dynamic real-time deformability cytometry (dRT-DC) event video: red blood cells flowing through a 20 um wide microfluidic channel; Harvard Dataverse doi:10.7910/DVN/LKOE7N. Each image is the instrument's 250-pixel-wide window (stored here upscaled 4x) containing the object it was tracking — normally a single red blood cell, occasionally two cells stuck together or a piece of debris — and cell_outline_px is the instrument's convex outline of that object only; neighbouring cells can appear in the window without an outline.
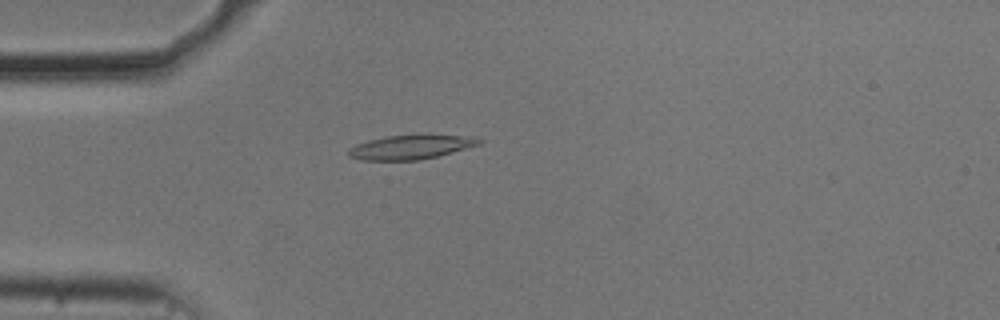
{"species": "common noctule bat (a hibernating species)", "species_latin": "Nyctalus noctula", "temperature_condition": "cold", "stored_images_in_passage": 42, "camera_frame_rate_fps": 3000, "um_per_image_px": 0.085, "animal": {"sex": "male", "body_mass_g": 20.5, "forearm_length_mm": 52.5}, "frame": {"image": 1, "passage_image": 3, "time_ms": 0.667, "image_size_px": [1000, 320], "cell_outline_px": [[484, 140], [480, 144], [452, 152], [436, 156], [416, 160], [360, 160], [348, 156], [348, 148], [356, 144], [368, 140], [384, 136], [424, 132], [428, 132], [476, 136]], "centroid_in_image_um": [34.98, 12.44], "position_along_channel_um": 50.0, "area_um2": 19.42}}
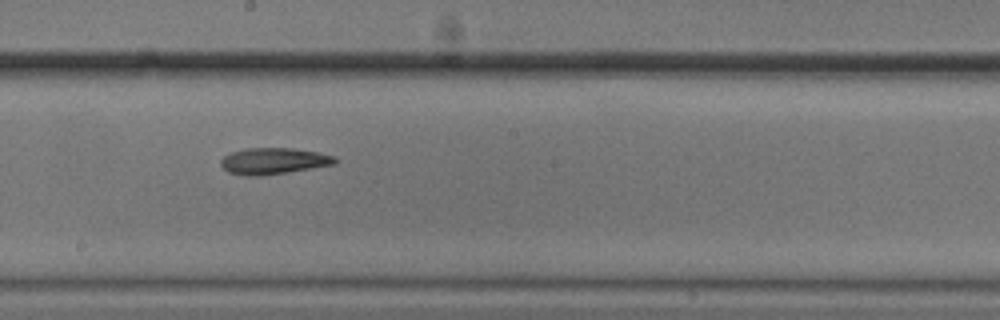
{"frame": {"image": 2, "passage_image": 18, "time_ms": 5.667, "image_size_px": [1000, 320], "cell_outline_px": [[340, 160], [336, 164], [288, 172], [260, 176], [244, 176], [228, 172], [220, 164], [220, 160], [224, 156], [232, 152], [244, 148], [292, 148], [316, 152], [336, 156]], "centroid_in_image_um": [23.27, 13.69], "position_along_channel_um": 224.9, "area_um2": 17.69}}
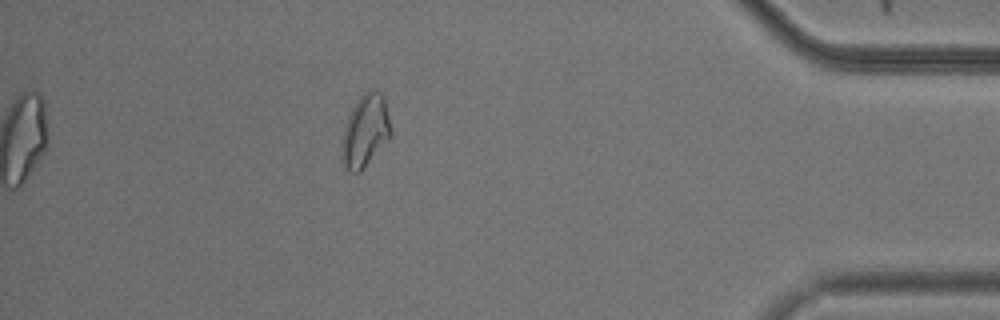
{"frame": {"image": 3, "passage_image": 36, "time_ms": 11.667, "image_size_px": [1000, 320], "cell_outline_px": [[392, 136], [360, 172], [352, 172], [340, 160], [340, 156], [344, 128], [348, 116], [352, 108], [360, 96], [368, 88], [372, 88], [380, 92], [384, 96], [392, 128]], "centroid_in_image_um": [31.07, 11.09], "position_along_channel_um": 404.1, "area_um2": 20.92}, "authors_computed_cell_mechanics": {"area_um2": 18.0914, "velocity_mm_per_s": 3.7143, "shape_relaxation_time_tau1_ms": 10.569, "shape_relaxation_time_tau2_ms": 4.5788, "deformation_change_tau1": 0.1837, "deformation_change_tau2": 0.1016}}